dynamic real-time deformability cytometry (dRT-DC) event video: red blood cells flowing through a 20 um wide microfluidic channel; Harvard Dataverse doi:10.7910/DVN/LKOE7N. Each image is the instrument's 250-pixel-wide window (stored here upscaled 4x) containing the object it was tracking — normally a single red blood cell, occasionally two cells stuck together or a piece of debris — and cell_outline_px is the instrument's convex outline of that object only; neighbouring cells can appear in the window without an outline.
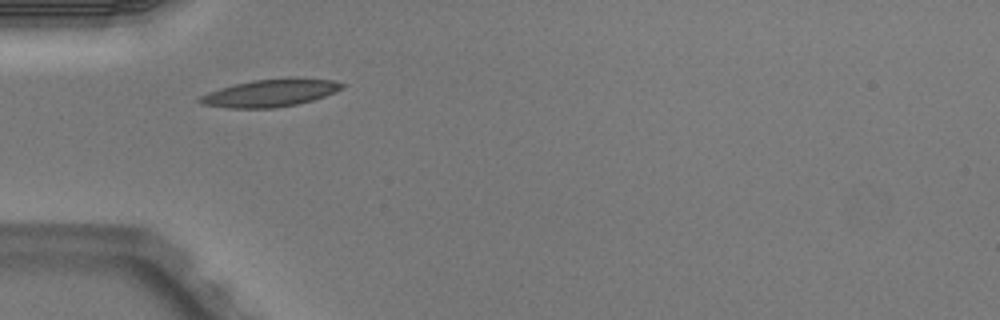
{"species": "Egyptian fruit bat (a non-hibernating species)", "species_latin": "Rousettus aegyptiacus", "temperature_condition": "warm", "stored_images_in_passage": 4, "camera_frame_rate_fps": 3000, "um_per_image_px": 0.085, "animal": {"sex": "male"}, "frame": {"image": 1, "passage_image": 2, "time_ms": 0.333, "image_size_px": [1000, 320], "cell_outline_px": [[344, 88], [324, 96], [312, 100], [296, 104], [272, 108], [228, 108], [204, 104], [196, 100], [200, 96], [208, 92], [220, 88], [252, 80], [292, 76], [332, 80], [344, 84]], "centroid_in_image_um": [22.99, 7.88], "position_along_channel_um": 62.0, "area_um2": 22.89}}
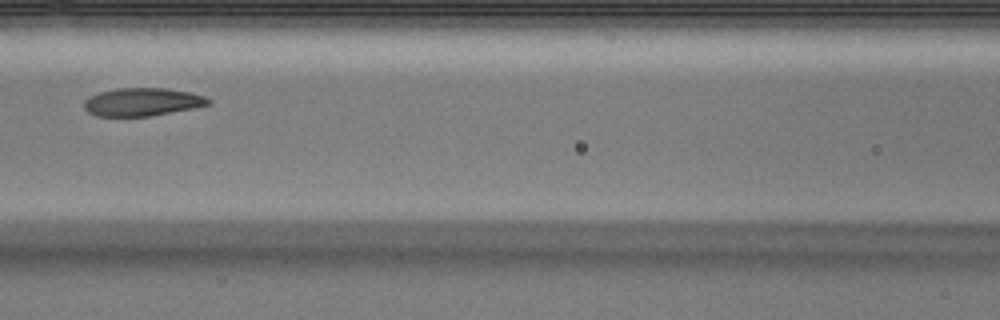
{"frame": {"image": 2, "passage_image": 4, "time_ms": 1.0, "image_size_px": [1000, 320], "cell_outline_px": [[212, 104], [196, 108], [148, 116], [96, 116], [88, 112], [84, 108], [84, 100], [100, 92], [116, 88], [164, 88], [188, 92], [204, 96], [212, 100]], "centroid_in_image_um": [12.12, 8.67], "position_along_channel_um": 154.5, "area_um2": 20.29}}